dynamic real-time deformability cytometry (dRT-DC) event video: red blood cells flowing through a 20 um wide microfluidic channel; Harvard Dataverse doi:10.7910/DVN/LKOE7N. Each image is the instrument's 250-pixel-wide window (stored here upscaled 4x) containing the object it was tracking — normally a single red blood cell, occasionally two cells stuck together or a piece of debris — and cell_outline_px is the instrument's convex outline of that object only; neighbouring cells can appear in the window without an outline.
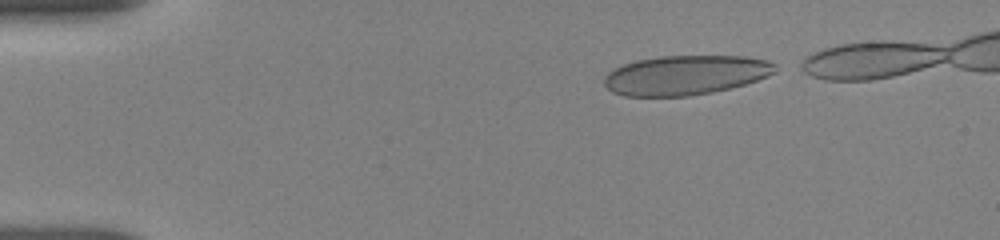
{"species": "human", "species_latin": "Homo sapiens", "temperature_condition": "room temperature", "stored_images_in_passage": 35, "camera_frame_rate_fps": 3000, "um_per_image_px": 0.085, "donor": {"sex": "female"}, "frame": {"image": 1, "passage_image": 1, "time_ms": 0.0, "image_size_px": [1000, 240], "cell_outline_px": [[776, 72], [768, 76], [744, 84], [712, 92], [688, 96], [624, 96], [612, 92], [604, 84], [604, 76], [608, 72], [624, 64], [636, 60], [660, 56], [744, 56], [768, 60], [776, 64]], "centroid_in_image_um": [58.27, 6.38], "position_along_channel_um": 26.7, "area_um2": 39.36}}
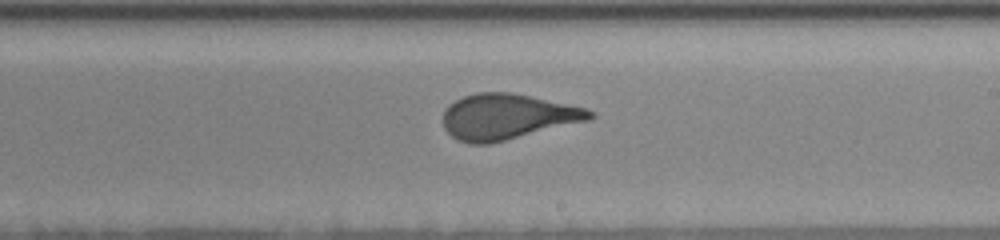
{"frame": {"image": 2, "passage_image": 20, "time_ms": 7.667, "image_size_px": [1000, 240], "cell_outline_px": [[596, 116], [588, 120], [488, 144], [472, 144], [460, 140], [452, 136], [444, 128], [444, 112], [448, 104], [464, 96], [476, 92], [512, 92], [584, 108], [592, 112]], "centroid_in_image_um": [43.07, 9.91], "position_along_channel_um": 245.9, "area_um2": 38.32}}
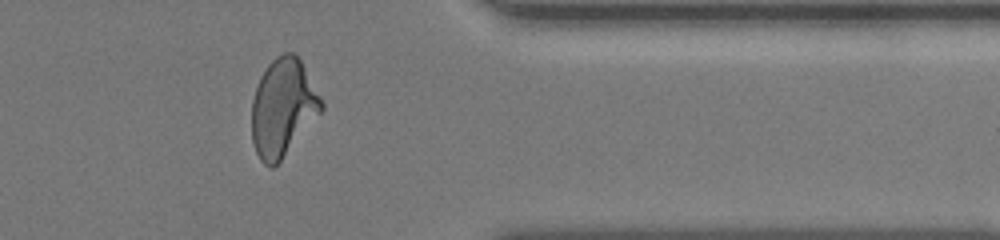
{"frame": {"image": 3, "passage_image": 31, "time_ms": 11.667, "image_size_px": [1000, 240], "cell_outline_px": [[324, 108], [280, 160], [272, 168], [264, 164], [260, 160], [256, 152], [252, 140], [252, 100], [260, 76], [268, 64], [276, 56], [284, 52], [292, 52], [300, 60], [324, 104]], "centroid_in_image_um": [24.02, 9.14], "position_along_channel_um": 387.4, "area_um2": 38.9}}